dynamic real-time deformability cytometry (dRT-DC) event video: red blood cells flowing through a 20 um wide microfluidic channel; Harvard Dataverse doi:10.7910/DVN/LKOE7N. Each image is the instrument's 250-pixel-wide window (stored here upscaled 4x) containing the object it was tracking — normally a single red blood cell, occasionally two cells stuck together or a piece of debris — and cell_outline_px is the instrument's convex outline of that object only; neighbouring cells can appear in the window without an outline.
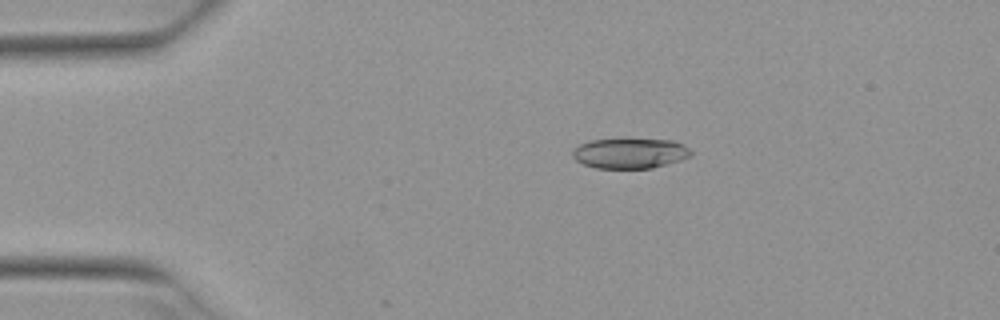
{"species": "Egyptian fruit bat (a non-hibernating species)", "species_latin": "Rousettus aegyptiacus", "temperature_condition": "warm", "stored_images_in_passage": 5, "camera_frame_rate_fps": 3000, "um_per_image_px": 0.085, "animal": {"sex": "female"}, "frame": {"image": 1, "passage_image": 3, "time_ms": 0.667, "image_size_px": [1000, 320], "cell_outline_px": [[692, 156], [680, 160], [652, 168], [596, 168], [584, 164], [576, 160], [572, 156], [572, 148], [580, 144], [592, 140], [624, 136], [672, 140], [684, 144], [692, 152]], "centroid_in_image_um": [53.54, 12.97], "position_along_channel_um": 31.5, "area_um2": 21.79}}
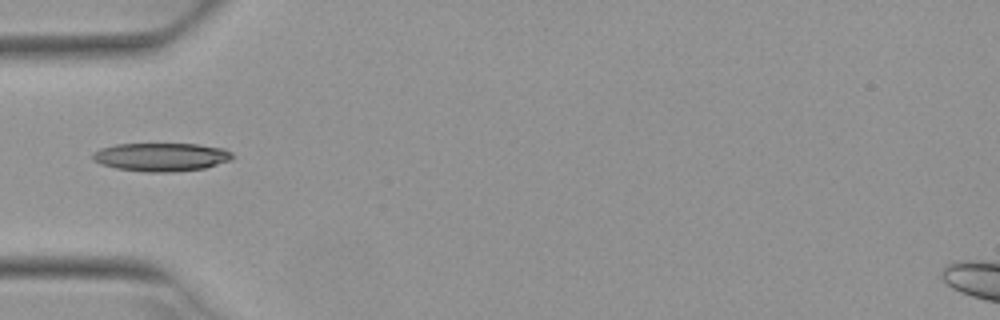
{"frame": {"image": 2, "passage_image": 5, "time_ms": 1.333, "image_size_px": [1000, 320], "cell_outline_px": [[232, 160], [204, 168], [172, 172], [144, 172], [116, 168], [100, 164], [92, 160], [92, 152], [100, 148], [116, 144], [200, 144], [224, 148], [232, 152]], "centroid_in_image_um": [13.68, 13.34], "position_along_channel_um": 71.3, "area_um2": 23.29}}